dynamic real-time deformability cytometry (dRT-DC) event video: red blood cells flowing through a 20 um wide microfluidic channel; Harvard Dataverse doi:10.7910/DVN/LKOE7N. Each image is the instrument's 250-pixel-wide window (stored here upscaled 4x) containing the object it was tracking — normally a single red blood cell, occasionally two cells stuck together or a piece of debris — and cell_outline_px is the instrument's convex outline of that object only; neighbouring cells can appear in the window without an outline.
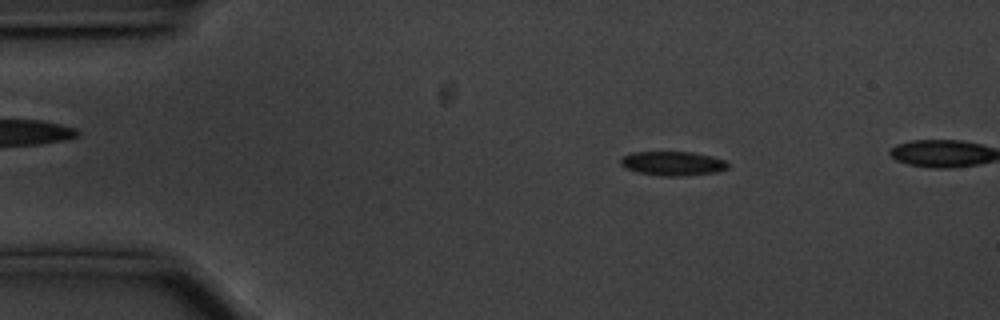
{"species": "common noctule bat (a hibernating species)", "species_latin": "Nyctalus noctula", "temperature_condition": "cold", "stored_images_in_passage": 51, "camera_frame_rate_fps": 3000, "um_per_image_px": 0.085, "animal": {"sex": "male", "body_mass_g": 20.1, "forearm_length_mm": 53.5}, "frame": {"image": 1, "passage_image": 9, "time_ms": 2.667, "image_size_px": [1000, 320], "cell_outline_px": [[728, 168], [716, 172], [688, 176], [660, 176], [636, 172], [624, 168], [620, 164], [620, 160], [624, 156], [632, 152], [692, 152], [712, 156], [724, 160], [728, 164]], "centroid_in_image_um": [57.16, 13.9], "position_along_channel_um": 27.8, "area_um2": 15.26}}
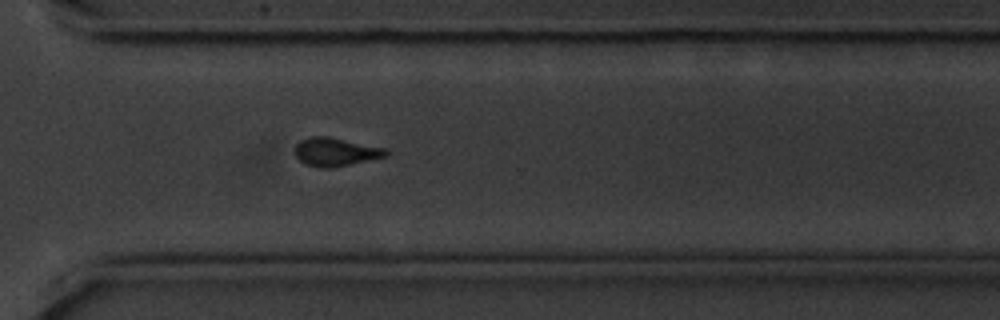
{"frame": {"image": 2, "passage_image": 40, "time_ms": 13.0, "image_size_px": [1000, 320], "cell_outline_px": [[388, 156], [328, 168], [320, 168], [304, 164], [296, 156], [296, 144], [300, 140], [312, 136], [328, 136], [388, 148]], "centroid_in_image_um": [28.54, 12.9], "position_along_channel_um": 342.1, "area_um2": 15.03}}
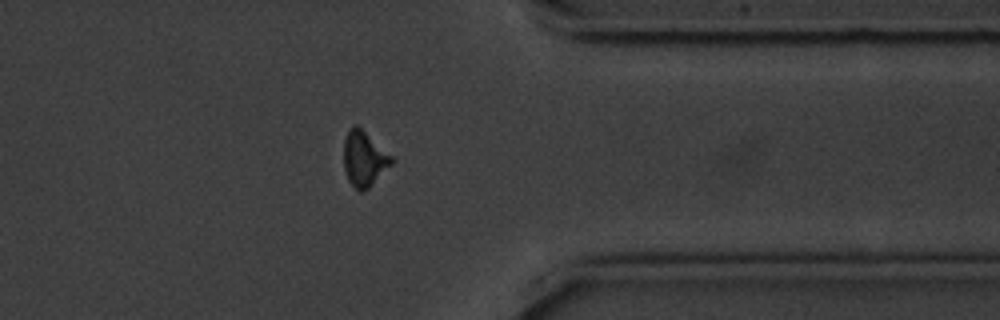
{"frame": {"image": 3, "passage_image": 44, "time_ms": 14.333, "image_size_px": [1000, 320], "cell_outline_px": [[396, 160], [364, 192], [360, 192], [348, 180], [344, 168], [344, 140], [348, 132], [356, 124], [392, 156]], "centroid_in_image_um": [30.96, 13.52], "position_along_channel_um": 380.4, "area_um2": 15.09}}